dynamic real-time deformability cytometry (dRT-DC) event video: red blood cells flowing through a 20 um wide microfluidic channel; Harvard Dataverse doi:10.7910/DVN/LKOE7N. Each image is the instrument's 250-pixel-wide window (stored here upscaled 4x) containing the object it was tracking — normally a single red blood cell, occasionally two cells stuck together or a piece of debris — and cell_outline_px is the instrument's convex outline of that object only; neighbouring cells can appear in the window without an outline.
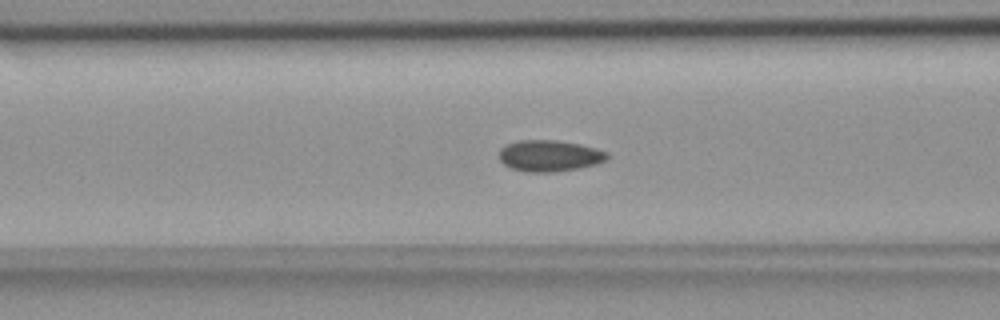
{"species": "common noctule bat (a hibernating species)", "species_latin": "Nyctalus noctula", "temperature_condition": "room temperature", "stored_images_in_passage": 39, "camera_frame_rate_fps": 3000, "um_per_image_px": 0.085, "animal": {"sex": "female", "body_mass_g": 18.4}, "frame": {"image": 1, "passage_image": 6, "time_ms": 1.667, "image_size_px": [1000, 320], "cell_outline_px": [[608, 156], [604, 160], [596, 164], [580, 168], [552, 172], [524, 172], [512, 168], [504, 164], [500, 160], [500, 148], [504, 144], [516, 140], [556, 140], [580, 144], [596, 148], [608, 152]], "centroid_in_image_um": [46.68, 13.23], "position_along_channel_um": 119.9, "area_um2": 19.83}}
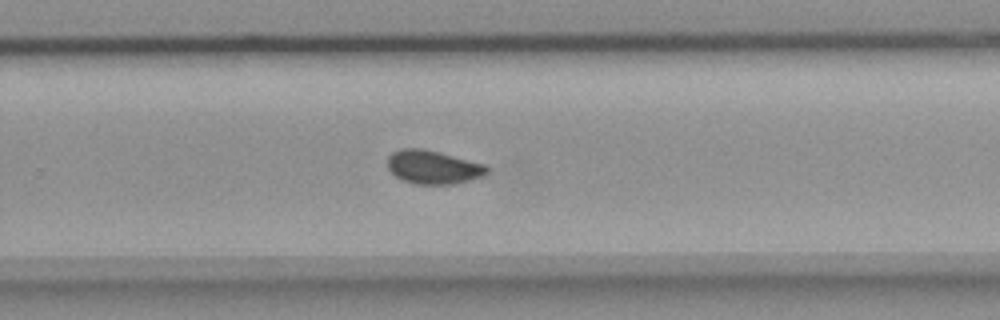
{"frame": {"image": 2, "passage_image": 20, "time_ms": 6.333, "image_size_px": [1000, 320], "cell_outline_px": [[488, 172], [484, 176], [452, 184], [416, 184], [404, 180], [396, 176], [388, 168], [388, 156], [392, 152], [400, 148], [420, 148], [484, 164], [488, 168]], "centroid_in_image_um": [36.79, 14.21], "position_along_channel_um": 293.0, "area_um2": 19.07}}
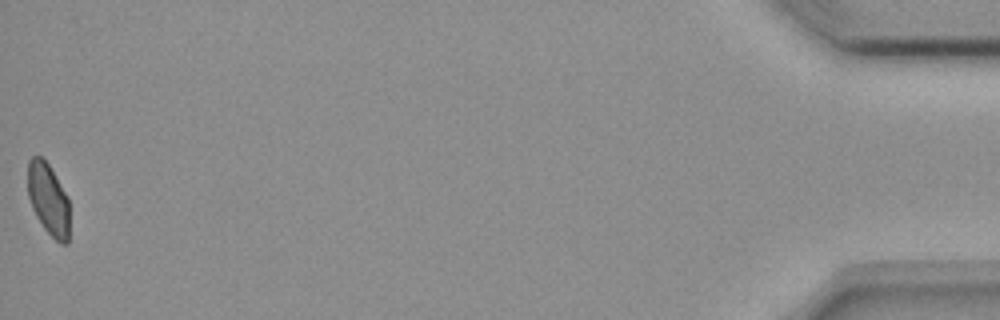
{"frame": {"image": 3, "passage_image": 39, "time_ms": 12.667, "image_size_px": [1000, 320], "cell_outline_px": [[68, 244], [60, 244], [44, 228], [36, 216], [32, 208], [28, 196], [28, 160], [32, 156], [40, 156], [48, 164], [68, 196]], "centroid_in_image_um": [4.1, 16.93], "position_along_channel_um": 431.1, "area_um2": 17.34}, "authors_computed_cell_mechanics": {"area_um2": 19.0162, "velocity_mm_per_s": 3.7227, "shape_relaxation_time_tau1_ms": 4.9105, "shape_relaxation_time_tau2_ms": 1.377, "deformation_change_tau1": 0.0875, "deformation_change_tau2": 0.0368}}